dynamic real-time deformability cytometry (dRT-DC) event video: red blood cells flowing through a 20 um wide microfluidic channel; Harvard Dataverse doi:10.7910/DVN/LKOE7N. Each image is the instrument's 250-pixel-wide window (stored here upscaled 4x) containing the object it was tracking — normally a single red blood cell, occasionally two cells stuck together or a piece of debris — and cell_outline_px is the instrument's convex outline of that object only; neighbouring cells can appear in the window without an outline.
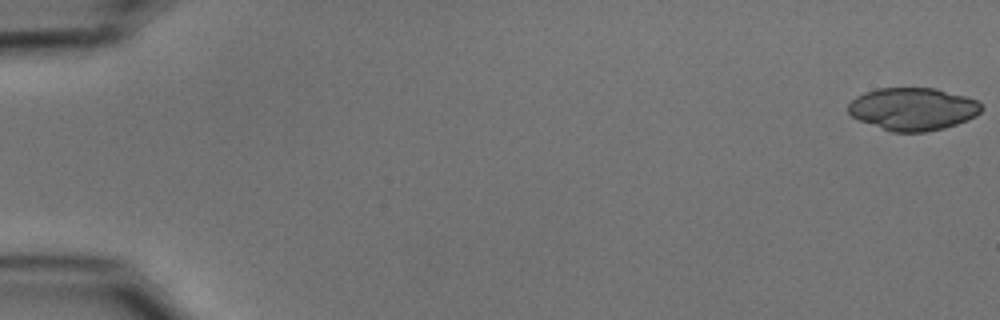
{"species": "common noctule bat (a hibernating species)", "species_latin": "Nyctalus noctula", "temperature_condition": "cold", "stored_images_in_passage": 10, "camera_frame_rate_fps": 3000, "um_per_image_px": 0.085, "animal": {"sex": "male", "body_mass_g": 15.6}, "frame": {"image": 1, "passage_image": 1, "time_ms": 0.0, "image_size_px": [1000, 320], "cell_outline_px": [[984, 108], [976, 116], [956, 124], [944, 128], [924, 132], [892, 132], [860, 120], [852, 116], [848, 112], [848, 104], [856, 96], [864, 92], [876, 88], [936, 88], [964, 96], [976, 100]], "centroid_in_image_um": [77.59, 9.26], "position_along_channel_um": 7.4, "area_um2": 33.0}}